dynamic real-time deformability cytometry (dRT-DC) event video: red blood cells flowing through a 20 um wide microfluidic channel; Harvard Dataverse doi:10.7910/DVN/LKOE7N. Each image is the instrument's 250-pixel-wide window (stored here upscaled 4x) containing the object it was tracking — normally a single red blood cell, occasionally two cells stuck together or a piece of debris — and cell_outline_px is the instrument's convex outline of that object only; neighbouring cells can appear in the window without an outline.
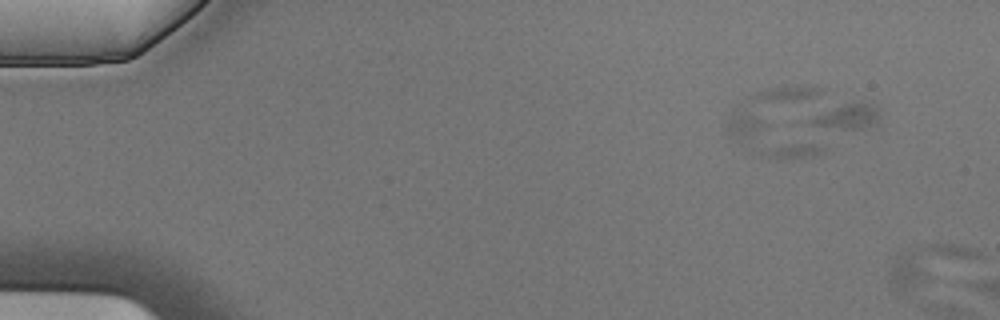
{"species": "Egyptian fruit bat (a non-hibernating species)", "species_latin": "Rousettus aegyptiacus", "temperature_condition": "cold", "stored_images_in_passage": 6, "camera_frame_rate_fps": 3000, "um_per_image_px": 0.085, "animal": {"sex": "male"}, "frame": {"image": 1, "passage_image": 6, "time_ms": 1.667, "image_size_px": [1000, 320], "cell_outline_px": [[984, 256], [920, 284], [904, 288], [896, 288], [892, 280], [892, 268], [896, 256], [928, 244], [956, 244], [976, 248]], "centroid_in_image_um": [79.08, 22.35], "position_along_channel_um": 5.9, "area_um2": 17.92}}